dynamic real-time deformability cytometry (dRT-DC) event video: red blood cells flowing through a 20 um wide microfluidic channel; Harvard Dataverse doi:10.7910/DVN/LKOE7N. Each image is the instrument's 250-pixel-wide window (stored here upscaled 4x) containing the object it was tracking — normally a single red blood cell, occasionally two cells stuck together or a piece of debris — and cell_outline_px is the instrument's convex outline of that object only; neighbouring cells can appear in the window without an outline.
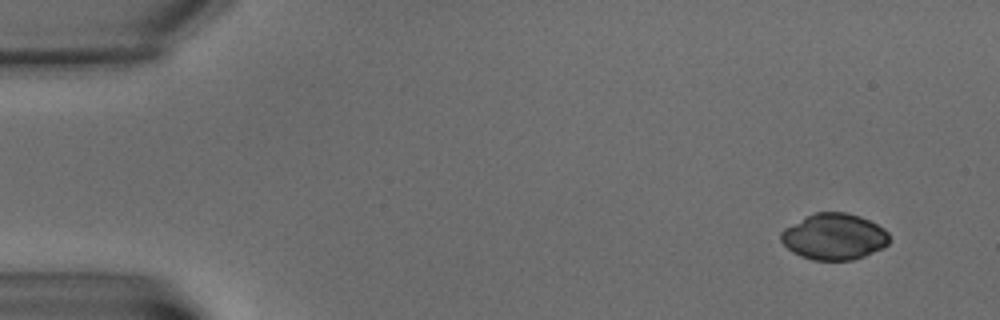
{"species": "common noctule bat (a hibernating species)", "species_latin": "Nyctalus noctula", "temperature_condition": "warm", "stored_images_in_passage": 6, "camera_frame_rate_fps": 3000, "um_per_image_px": 0.085, "animal": {"sex": "male", "body_mass_g": 15.6}, "frame": {"image": 1, "passage_image": 1, "time_ms": 0.0, "image_size_px": [1000, 320], "cell_outline_px": [[888, 244], [884, 248], [864, 256], [852, 260], [812, 260], [800, 256], [792, 252], [780, 240], [780, 232], [784, 228], [816, 212], [848, 212], [860, 216], [884, 228], [888, 232]], "centroid_in_image_um": [70.9, 20.12], "position_along_channel_um": 14.1, "area_um2": 29.19}}
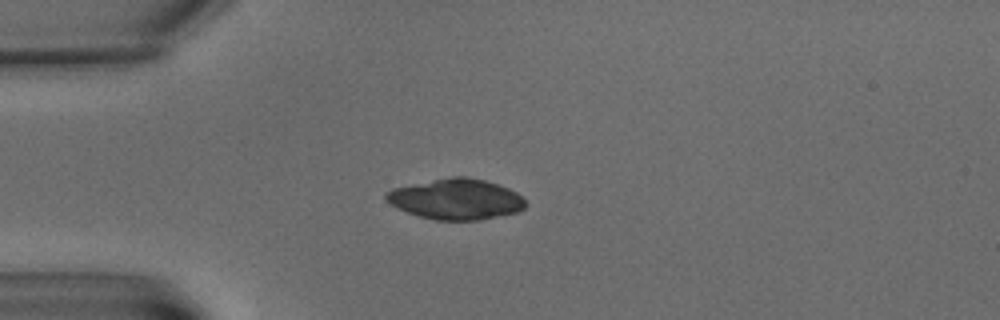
{"frame": {"image": 2, "passage_image": 4, "time_ms": 4.667, "image_size_px": [1000, 320], "cell_outline_px": [[528, 204], [520, 212], [480, 220], [436, 220], [420, 216], [396, 208], [384, 200], [384, 192], [392, 188], [452, 176], [468, 176], [484, 180], [508, 188], [516, 192]], "centroid_in_image_um": [38.75, 16.93], "position_along_channel_um": 46.2, "area_um2": 33.18}}